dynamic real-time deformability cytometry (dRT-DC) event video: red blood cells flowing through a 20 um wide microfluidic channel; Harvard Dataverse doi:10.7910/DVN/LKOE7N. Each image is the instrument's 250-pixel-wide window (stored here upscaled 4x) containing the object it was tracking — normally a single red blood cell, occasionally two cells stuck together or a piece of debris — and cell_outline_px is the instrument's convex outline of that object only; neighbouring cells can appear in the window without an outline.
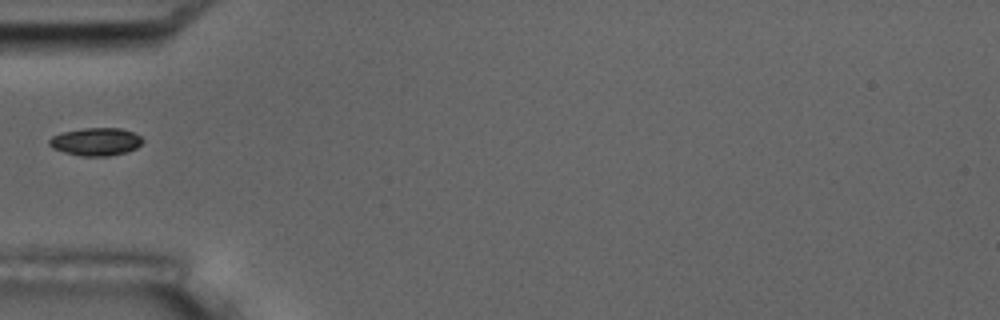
{"species": "common noctule bat (a hibernating species)", "species_latin": "Nyctalus noctula", "temperature_condition": "room temperature", "stored_images_in_passage": 7, "segment_of_instrument_passage": [2, 2], "camera_frame_rate_fps": 3000, "um_per_image_px": 0.085, "animal": {"sex": "male", "body_mass_g": 17.5, "forearm_length_mm": 52.3}, "frame": {"image": 1, "passage_image": 6, "time_ms": 6.0, "image_size_px": [1000, 320], "cell_outline_px": [[144, 140], [136, 148], [128, 152], [108, 156], [80, 156], [64, 152], [52, 148], [48, 144], [48, 140], [52, 136], [60, 132], [84, 128], [120, 128], [132, 132], [140, 136]], "centroid_in_image_um": [8.12, 12.04], "position_along_channel_um": 76.9, "area_um2": 15.26}}